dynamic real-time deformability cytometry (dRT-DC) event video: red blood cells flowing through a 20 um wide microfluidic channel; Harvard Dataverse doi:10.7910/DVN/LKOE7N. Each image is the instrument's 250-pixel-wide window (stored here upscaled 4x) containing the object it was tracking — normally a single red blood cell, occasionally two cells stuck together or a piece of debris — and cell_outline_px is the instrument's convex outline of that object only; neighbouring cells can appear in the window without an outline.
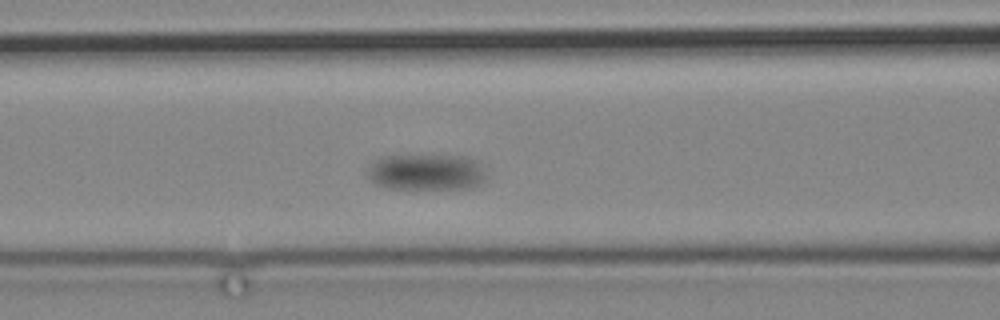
{"species": "common noctule bat (a hibernating species)", "species_latin": "Nyctalus noctula", "temperature_condition": "cold", "stored_images_in_passage": 6, "camera_frame_rate_fps": 3000, "um_per_image_px": 0.085, "animal": {"sex": "male", "body_mass_g": 19.2, "forearm_length_mm": 51.8}, "frame": {"image": 1, "passage_image": 4, "time_ms": 4.0, "image_size_px": [1000, 320], "cell_outline_px": [[484, 180], [468, 188], [388, 188], [376, 184], [368, 176], [368, 168], [376, 160], [384, 156], [464, 156], [480, 160], [484, 176]], "centroid_in_image_um": [36.24, 14.62], "position_along_channel_um": 130.4, "area_um2": 24.57}}
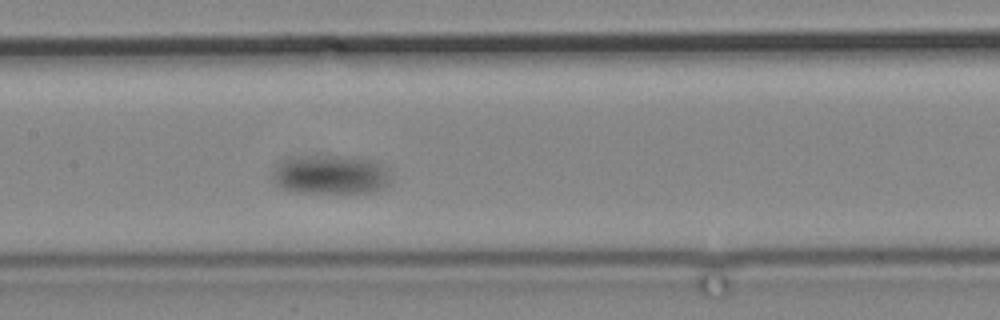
{"frame": {"image": 2, "passage_image": 6, "time_ms": 6.333, "image_size_px": [1000, 320], "cell_outline_px": [[388, 184], [380, 188], [368, 192], [292, 192], [276, 188], [272, 180], [272, 172], [284, 160], [336, 156], [372, 160], [380, 164], [384, 168], [388, 176]], "centroid_in_image_um": [28.02, 14.89], "position_along_channel_um": 179.4, "area_um2": 25.95}}